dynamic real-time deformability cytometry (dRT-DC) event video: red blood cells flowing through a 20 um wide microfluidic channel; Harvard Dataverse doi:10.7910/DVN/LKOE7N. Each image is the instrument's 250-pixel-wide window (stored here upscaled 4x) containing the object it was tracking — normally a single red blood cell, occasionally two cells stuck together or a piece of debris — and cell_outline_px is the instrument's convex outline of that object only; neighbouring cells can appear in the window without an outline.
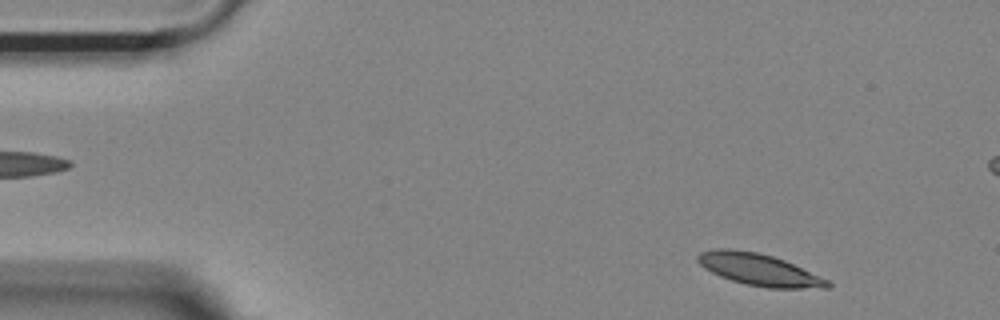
{"species": "Egyptian fruit bat (a non-hibernating species)", "species_latin": "Rousettus aegyptiacus", "temperature_condition": "room temperature", "stored_images_in_passage": 52, "camera_frame_rate_fps": 3000, "um_per_image_px": 0.085, "animal": {"sex": "female"}, "frame": {"image": 1, "passage_image": 3, "time_ms": 0.667, "image_size_px": [1000, 320], "cell_outline_px": [[832, 284], [828, 288], [768, 288], [744, 284], [720, 276], [704, 268], [696, 260], [696, 256], [700, 252], [716, 248], [728, 248], [756, 252], [772, 256], [784, 260], [828, 280]], "centroid_in_image_um": [64.48, 22.91], "position_along_channel_um": 20.5, "area_um2": 23.93}}
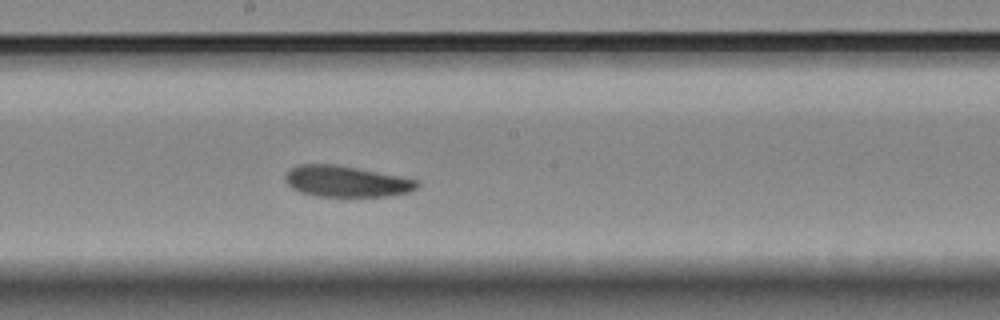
{"frame": {"image": 2, "passage_image": 26, "time_ms": 8.333, "image_size_px": [1000, 320], "cell_outline_px": [[420, 184], [416, 188], [408, 192], [384, 196], [316, 196], [300, 192], [292, 188], [284, 180], [284, 176], [292, 168], [300, 164], [332, 164], [356, 168], [420, 180]], "centroid_in_image_um": [29.42, 15.42], "position_along_channel_um": 218.8, "area_um2": 23.64}}
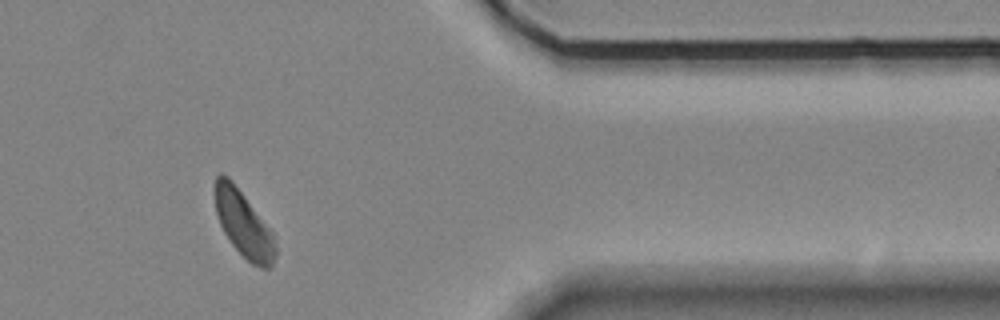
{"frame": {"image": 3, "passage_image": 42, "time_ms": 13.667, "image_size_px": [1000, 320], "cell_outline_px": [[276, 256], [272, 264], [268, 268], [260, 268], [252, 264], [232, 244], [224, 232], [220, 224], [216, 212], [212, 192], [216, 176], [220, 172], [224, 172], [232, 180], [272, 232], [276, 248]], "centroid_in_image_um": [20.65, 18.98], "position_along_channel_um": 390.7, "area_um2": 23.29}, "authors_computed_cell_mechanics": {"area_um2": 24.276, "velocity_mm_per_s": 3.6372, "shape_relaxation_time_tau1_ms": 3.5976, "shape_relaxation_time_tau2_ms": 4.8312, "deformation_change_tau1": 0.1098, "deformation_change_tau2": 0.1102}}